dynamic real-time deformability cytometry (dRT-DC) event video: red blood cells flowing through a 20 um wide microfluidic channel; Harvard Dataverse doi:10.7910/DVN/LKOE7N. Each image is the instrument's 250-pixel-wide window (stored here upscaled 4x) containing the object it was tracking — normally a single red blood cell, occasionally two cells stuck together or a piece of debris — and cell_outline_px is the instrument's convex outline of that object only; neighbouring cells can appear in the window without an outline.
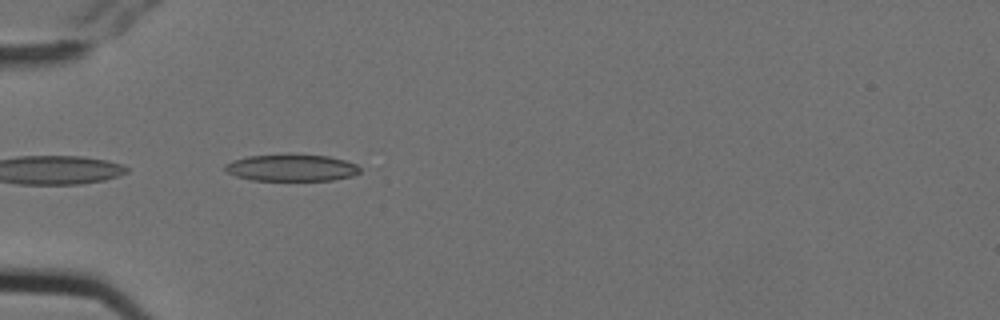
{"species": "Egyptian fruit bat (a non-hibernating species)", "species_latin": "Rousettus aegyptiacus", "temperature_condition": "cold", "stored_images_in_passage": 7, "camera_frame_rate_fps": 3000, "um_per_image_px": 0.085, "animal": {"sex": "female"}, "frame": {"image": 1, "passage_image": 5, "time_ms": 1.333, "image_size_px": [1000, 320], "cell_outline_px": [[360, 172], [352, 176], [332, 180], [252, 180], [236, 176], [228, 172], [224, 168], [224, 164], [232, 160], [248, 156], [328, 156], [344, 160], [356, 164], [360, 168]], "centroid_in_image_um": [24.77, 14.28], "position_along_channel_um": 60.2, "area_um2": 20.46}}
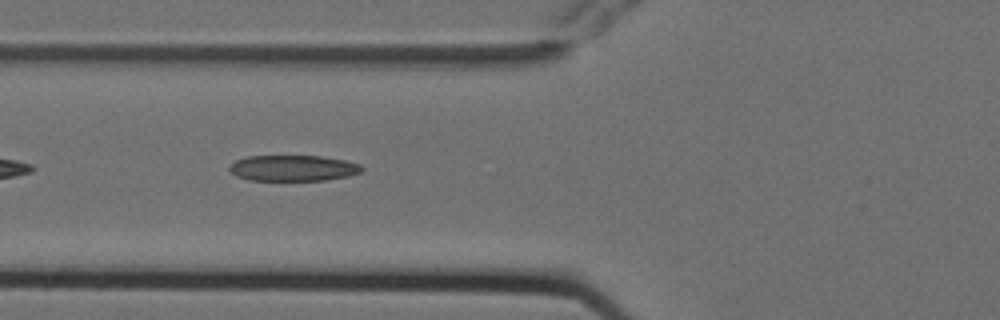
{"frame": {"image": 2, "passage_image": 6, "time_ms": 1.667, "image_size_px": [1000, 320], "cell_outline_px": [[364, 172], [348, 176], [324, 180], [248, 180], [236, 176], [228, 168], [236, 160], [248, 156], [320, 156], [344, 160], [360, 164], [364, 168]], "centroid_in_image_um": [24.94, 14.29], "position_along_channel_um": 100.9, "area_um2": 19.94}}
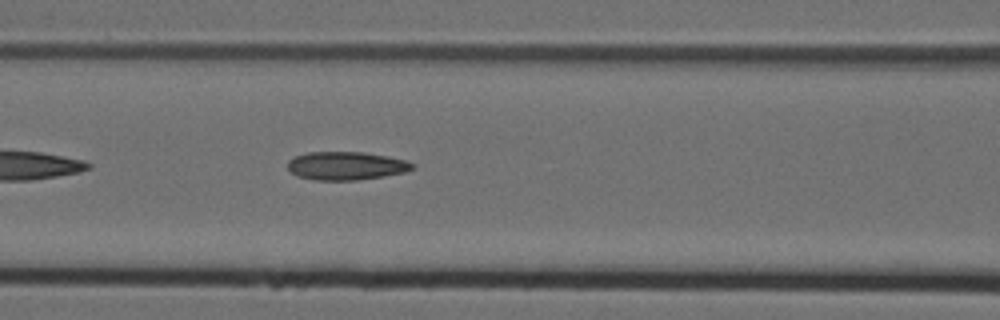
{"frame": {"image": 3, "passage_image": 7, "time_ms": 2.0, "image_size_px": [1000, 320], "cell_outline_px": [[416, 168], [404, 172], [384, 176], [360, 180], [312, 180], [296, 176], [288, 168], [288, 160], [296, 156], [308, 152], [364, 152], [388, 156], [404, 160], [416, 164]], "centroid_in_image_um": [29.44, 14.1], "position_along_channel_um": 137.2, "area_um2": 20.69}}